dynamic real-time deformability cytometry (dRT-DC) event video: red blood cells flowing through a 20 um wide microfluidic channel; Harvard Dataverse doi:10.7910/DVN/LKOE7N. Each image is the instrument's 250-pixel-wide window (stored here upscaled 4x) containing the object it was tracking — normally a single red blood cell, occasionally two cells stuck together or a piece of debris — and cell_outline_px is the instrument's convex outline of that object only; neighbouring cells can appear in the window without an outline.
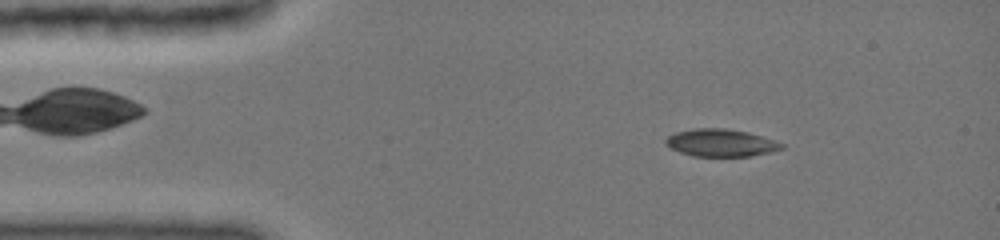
{"species": "common noctule bat (a hibernating species)", "species_latin": "Nyctalus noctula", "temperature_condition": "cold", "stored_images_in_passage": 8, "camera_frame_rate_fps": 3000, "um_per_image_px": 0.085, "animal": {"sex": "female", "body_mass_g": 19.0, "forearm_length_mm": 51.5}, "frame": {"image": 1, "passage_image": 2, "time_ms": 1.0, "image_size_px": [1000, 240], "cell_outline_px": [[784, 148], [772, 152], [752, 156], [692, 156], [680, 152], [664, 144], [664, 140], [668, 136], [676, 132], [692, 128], [724, 128], [748, 132], [776, 140], [784, 144]], "centroid_in_image_um": [61.29, 12.14], "position_along_channel_um": 23.7, "area_um2": 18.73}}
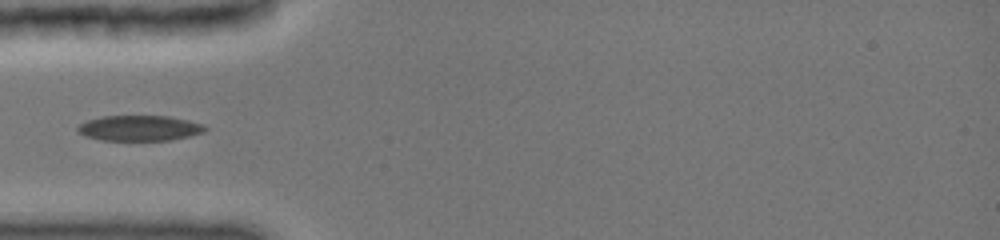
{"frame": {"image": 2, "passage_image": 6, "time_ms": 3.667, "image_size_px": [1000, 240], "cell_outline_px": [[208, 128], [204, 132], [172, 140], [100, 140], [88, 136], [80, 132], [76, 128], [80, 124], [88, 120], [104, 116], [168, 116], [188, 120], [200, 124]], "centroid_in_image_um": [11.87, 10.89], "position_along_channel_um": 73.1, "area_um2": 18.61}}
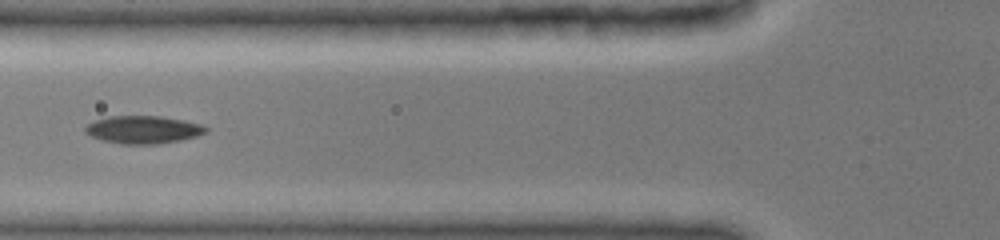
{"frame": {"image": 3, "passage_image": 7, "time_ms": 4.667, "image_size_px": [1000, 240], "cell_outline_px": [[208, 128], [204, 132], [196, 136], [180, 140], [156, 144], [120, 144], [100, 140], [84, 132], [84, 128], [88, 124], [96, 120], [108, 116], [160, 116], [184, 120], [200, 124]], "centroid_in_image_um": [12.13, 11.02], "position_along_channel_um": 113.7, "area_um2": 19.42}}